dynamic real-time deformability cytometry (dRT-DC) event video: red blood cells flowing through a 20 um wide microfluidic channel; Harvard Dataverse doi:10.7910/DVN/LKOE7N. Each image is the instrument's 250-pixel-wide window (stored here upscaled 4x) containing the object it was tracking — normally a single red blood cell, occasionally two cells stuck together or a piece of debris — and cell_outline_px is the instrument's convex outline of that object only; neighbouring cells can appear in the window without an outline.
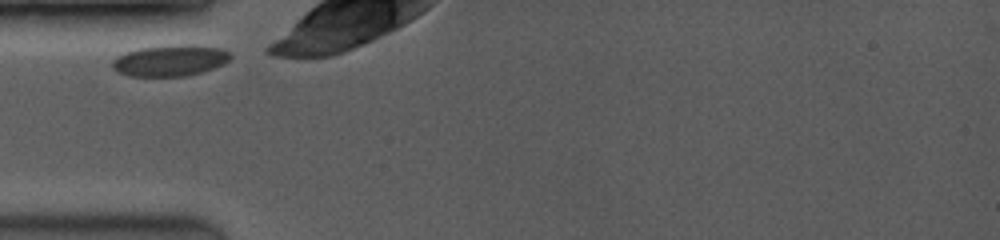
{"species": "common noctule bat (a hibernating species)", "species_latin": "Nyctalus noctula", "temperature_condition": "room temperature", "stored_images_in_passage": 33, "camera_frame_rate_fps": 3500, "um_per_image_px": 0.085, "animal": {"sex": "female", "body_mass_g": 19.0, "forearm_length_mm": 53.3}, "frame": {"image": 1, "passage_image": 1, "time_ms": 0.0, "image_size_px": [1000, 240], "cell_outline_px": [[232, 56], [224, 64], [200, 72], [184, 76], [128, 76], [116, 72], [112, 68], [112, 60], [116, 56], [140, 48], [184, 44], [192, 44], [220, 48], [228, 52]], "centroid_in_image_um": [14.43, 5.14], "position_along_channel_um": 70.6, "area_um2": 21.39}}